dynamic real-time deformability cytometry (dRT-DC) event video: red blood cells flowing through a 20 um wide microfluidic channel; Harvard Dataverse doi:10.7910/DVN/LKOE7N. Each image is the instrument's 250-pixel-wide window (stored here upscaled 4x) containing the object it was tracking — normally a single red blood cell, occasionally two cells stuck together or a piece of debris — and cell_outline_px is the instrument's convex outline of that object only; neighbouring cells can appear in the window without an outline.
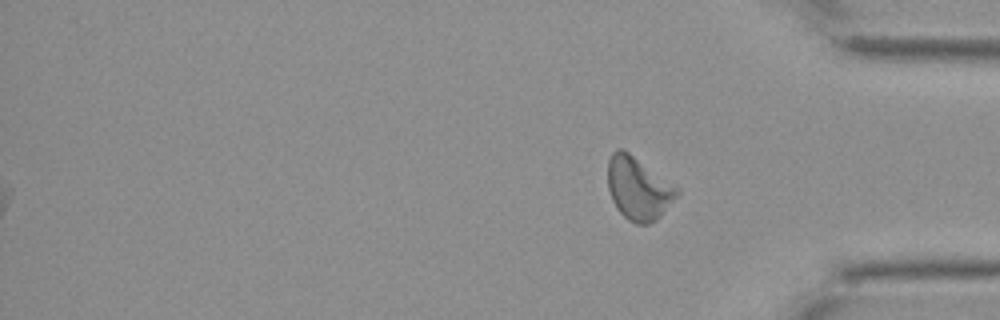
{"species": "Egyptian fruit bat (a non-hibernating species)", "species_latin": "Rousettus aegyptiacus", "temperature_condition": "cold", "stored_images_in_passage": 15, "segment_of_instrument_passage": [2, 2], "camera_frame_rate_fps": 3000, "um_per_image_px": 0.085, "animal": {"sex": "female"}, "frame": {"image": 1, "passage_image": 15, "time_ms": 4.667, "image_size_px": [1000, 320], "cell_outline_px": [[680, 192], [660, 216], [656, 220], [648, 224], [636, 224], [628, 220], [616, 208], [612, 200], [608, 188], [608, 160], [612, 152], [616, 148], [624, 148], [680, 188]], "centroid_in_image_um": [54.25, 15.99], "position_along_channel_um": 380.9, "area_um2": 25.55}}